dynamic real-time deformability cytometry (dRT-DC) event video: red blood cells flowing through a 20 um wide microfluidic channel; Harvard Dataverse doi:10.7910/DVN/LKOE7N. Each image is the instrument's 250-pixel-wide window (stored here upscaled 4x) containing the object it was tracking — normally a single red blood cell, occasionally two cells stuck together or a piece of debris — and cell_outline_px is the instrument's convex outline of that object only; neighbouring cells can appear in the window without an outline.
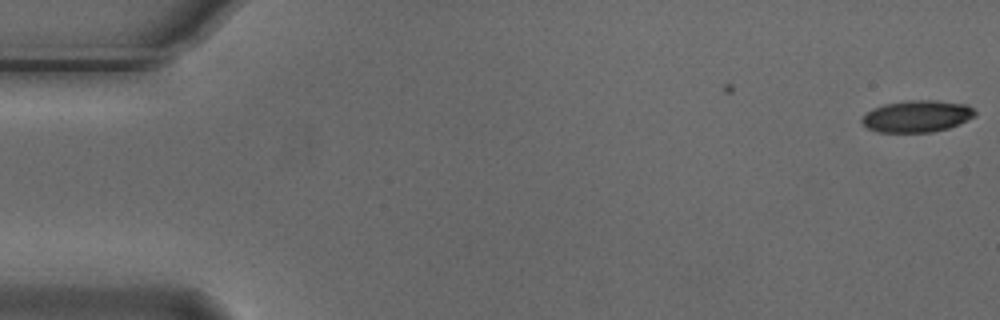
{"species": "Egyptian fruit bat (a non-hibernating species)", "species_latin": "Rousettus aegyptiacus", "temperature_condition": "cold", "stored_images_in_passage": 5, "camera_frame_rate_fps": 3000, "um_per_image_px": 0.085, "animal": {"sex": "male"}, "frame": {"image": 1, "passage_image": 1, "time_ms": 0.0, "image_size_px": [1000, 320], "cell_outline_px": [[976, 116], [960, 124], [948, 128], [932, 132], [880, 132], [868, 128], [860, 120], [872, 108], [884, 104], [908, 100], [932, 100], [968, 104], [976, 112]], "centroid_in_image_um": [77.98, 9.87], "position_along_channel_um": 7.0, "area_um2": 20.98}}